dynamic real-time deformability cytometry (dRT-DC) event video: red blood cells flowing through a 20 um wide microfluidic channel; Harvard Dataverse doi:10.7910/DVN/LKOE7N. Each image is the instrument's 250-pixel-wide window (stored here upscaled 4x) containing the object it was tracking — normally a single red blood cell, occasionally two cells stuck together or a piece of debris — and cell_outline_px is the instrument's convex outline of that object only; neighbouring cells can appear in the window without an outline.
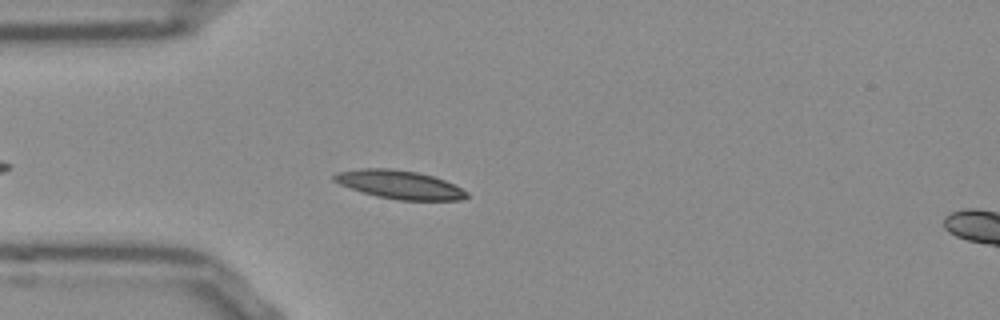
{"species": "Egyptian fruit bat (a non-hibernating species)", "species_latin": "Rousettus aegyptiacus", "temperature_condition": "room temperature", "stored_images_in_passage": 33, "camera_frame_rate_fps": 3000, "um_per_image_px": 0.085, "frame": {"image": 1, "passage_image": 4, "time_ms": 1.0, "image_size_px": [1000, 320], "cell_outline_px": [[468, 196], [460, 200], [396, 200], [376, 196], [340, 184], [332, 180], [332, 176], [336, 172], [360, 168], [388, 168], [416, 172], [432, 176], [444, 180], [468, 192]], "centroid_in_image_um": [33.93, 15.69], "position_along_channel_um": 51.1, "area_um2": 21.79}}
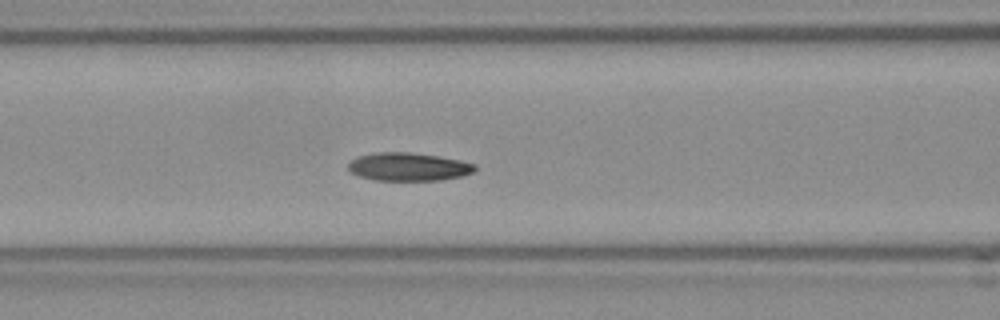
{"frame": {"image": 2, "passage_image": 11, "time_ms": 3.333, "image_size_px": [1000, 320], "cell_outline_px": [[476, 168], [472, 172], [460, 176], [440, 180], [376, 180], [360, 176], [348, 172], [348, 164], [356, 156], [376, 152], [412, 152], [460, 160], [476, 164]], "centroid_in_image_um": [34.67, 14.17], "position_along_channel_um": 131.9, "area_um2": 20.75}}
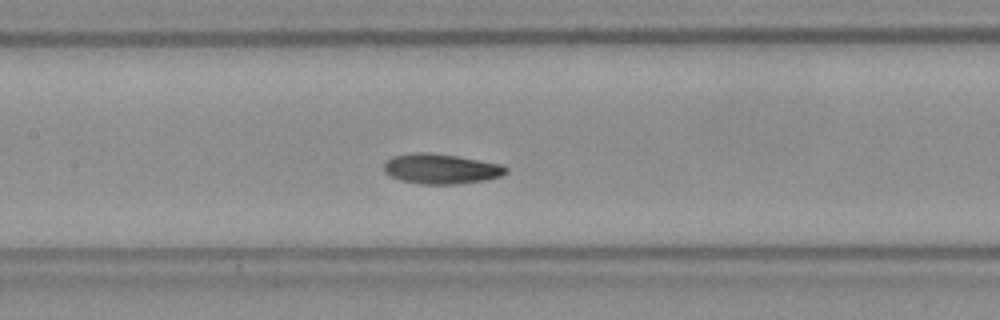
{"frame": {"image": 3, "passage_image": 14, "time_ms": 4.333, "image_size_px": [1000, 320], "cell_outline_px": [[508, 172], [504, 176], [484, 180], [456, 184], [420, 184], [400, 180], [388, 176], [384, 172], [384, 164], [392, 156], [416, 152], [424, 152], [456, 156], [500, 164], [508, 168]], "centroid_in_image_um": [37.47, 14.36], "position_along_channel_um": 169.9, "area_um2": 21.39}, "authors_computed_cell_mechanics": {"area_um2": 21.1548, "velocity_mm_per_s": 3.7904, "shape_relaxation_time_tau1_ms": null, "shape_relaxation_time_tau2_ms": 4.2434, "deformation_change_tau1": null, "deformation_change_tau2": 0.0895}}